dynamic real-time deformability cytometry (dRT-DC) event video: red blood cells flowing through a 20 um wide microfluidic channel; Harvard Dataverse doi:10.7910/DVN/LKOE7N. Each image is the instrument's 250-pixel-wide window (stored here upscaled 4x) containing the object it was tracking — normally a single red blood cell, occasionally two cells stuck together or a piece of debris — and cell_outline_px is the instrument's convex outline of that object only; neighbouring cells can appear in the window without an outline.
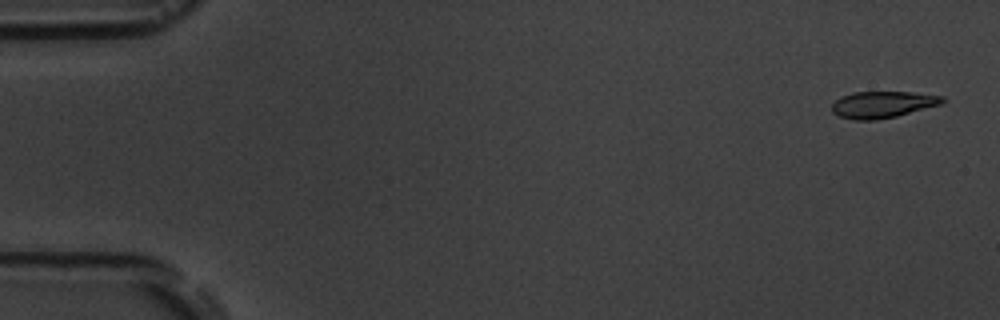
{"species": "common noctule bat (a hibernating species)", "species_latin": "Nyctalus noctula", "temperature_condition": "room temperature", "stored_images_in_passage": 5, "camera_frame_rate_fps": 3000, "um_per_image_px": 0.085, "animal": {"sex": "male", "body_mass_g": 19.5, "forearm_length_mm": 54.6}, "frame": {"image": 1, "passage_image": 1, "time_ms": 0.0, "image_size_px": [1000, 320], "cell_outline_px": [[948, 100], [944, 104], [896, 116], [876, 120], [856, 120], [840, 116], [832, 112], [832, 104], [840, 96], [852, 92], [912, 92], [944, 96]], "centroid_in_image_um": [75.08, 8.87], "position_along_channel_um": 9.9, "area_um2": 17.34}}
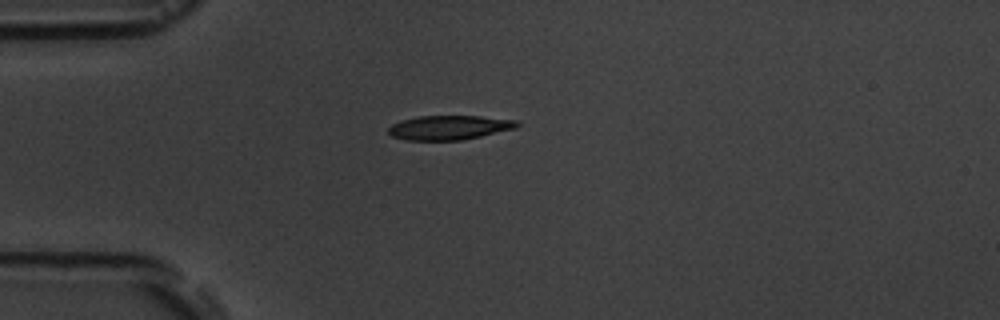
{"frame": {"image": 2, "passage_image": 5, "time_ms": 4.333, "image_size_px": [1000, 320], "cell_outline_px": [[520, 124], [516, 128], [480, 136], [460, 140], [404, 140], [392, 136], [388, 132], [388, 128], [392, 124], [404, 120], [420, 116], [480, 116], [516, 120]], "centroid_in_image_um": [38.18, 10.84], "position_along_channel_um": 46.8, "area_um2": 18.03}}